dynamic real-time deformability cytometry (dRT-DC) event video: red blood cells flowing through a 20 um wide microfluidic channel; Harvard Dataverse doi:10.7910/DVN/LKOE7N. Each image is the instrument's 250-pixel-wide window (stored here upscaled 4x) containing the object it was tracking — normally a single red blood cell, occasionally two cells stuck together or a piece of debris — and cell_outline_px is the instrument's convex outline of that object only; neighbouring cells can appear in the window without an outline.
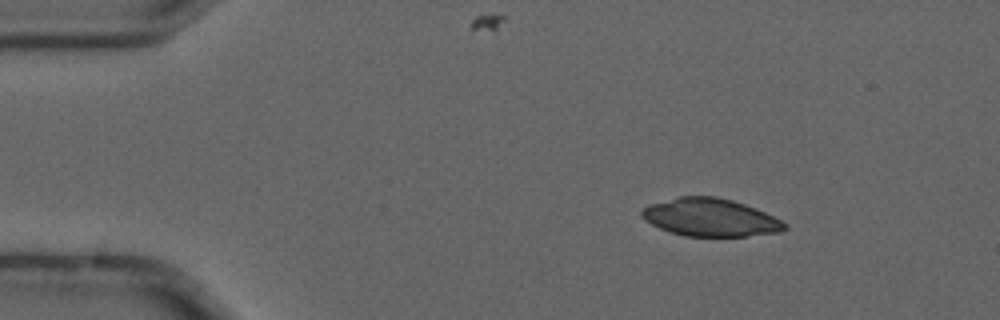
{"species": "common noctule bat (a hibernating species)", "species_latin": "Nyctalus noctula", "temperature_condition": "cold", "stored_images_in_passage": 4, "camera_frame_rate_fps": 3000, "um_per_image_px": 0.085, "animal": {"sex": "male", "forearm_length_mm": 52.5}, "frame": {"image": 1, "passage_image": 2, "time_ms": 0.333, "image_size_px": [1000, 320], "cell_outline_px": [[788, 228], [780, 232], [748, 236], [684, 236], [660, 228], [644, 220], [640, 216], [640, 212], [648, 204], [680, 196], [716, 196], [732, 200], [756, 208], [788, 224]], "centroid_in_image_um": [60.37, 18.48], "position_along_channel_um": 24.6, "area_um2": 31.5}}